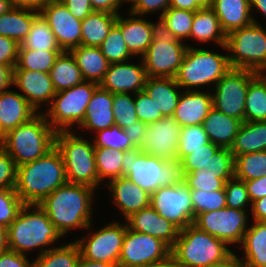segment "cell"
<instances>
[{"mask_svg": "<svg viewBox=\"0 0 266 267\" xmlns=\"http://www.w3.org/2000/svg\"><path fill=\"white\" fill-rule=\"evenodd\" d=\"M96 190L81 184L66 183L48 195L39 206L63 237L73 229L92 227V203Z\"/></svg>", "mask_w": 266, "mask_h": 267, "instance_id": "obj_1", "label": "cell"}, {"mask_svg": "<svg viewBox=\"0 0 266 267\" xmlns=\"http://www.w3.org/2000/svg\"><path fill=\"white\" fill-rule=\"evenodd\" d=\"M66 183L64 161L54 146L35 161L17 166L14 189L24 204H39Z\"/></svg>", "mask_w": 266, "mask_h": 267, "instance_id": "obj_2", "label": "cell"}, {"mask_svg": "<svg viewBox=\"0 0 266 267\" xmlns=\"http://www.w3.org/2000/svg\"><path fill=\"white\" fill-rule=\"evenodd\" d=\"M122 176L149 194L160 187L180 185L184 180L180 160L152 156L140 147L123 151Z\"/></svg>", "mask_w": 266, "mask_h": 267, "instance_id": "obj_3", "label": "cell"}, {"mask_svg": "<svg viewBox=\"0 0 266 267\" xmlns=\"http://www.w3.org/2000/svg\"><path fill=\"white\" fill-rule=\"evenodd\" d=\"M61 237L46 212L39 204H25L16 219L7 227L9 250L25 254L31 249L45 253Z\"/></svg>", "mask_w": 266, "mask_h": 267, "instance_id": "obj_4", "label": "cell"}, {"mask_svg": "<svg viewBox=\"0 0 266 267\" xmlns=\"http://www.w3.org/2000/svg\"><path fill=\"white\" fill-rule=\"evenodd\" d=\"M56 131L50 126L43 111L5 135L3 149L16 166L35 161L55 146Z\"/></svg>", "mask_w": 266, "mask_h": 267, "instance_id": "obj_5", "label": "cell"}, {"mask_svg": "<svg viewBox=\"0 0 266 267\" xmlns=\"http://www.w3.org/2000/svg\"><path fill=\"white\" fill-rule=\"evenodd\" d=\"M233 252L227 244L191 224L179 230L171 254L179 267H209Z\"/></svg>", "mask_w": 266, "mask_h": 267, "instance_id": "obj_6", "label": "cell"}, {"mask_svg": "<svg viewBox=\"0 0 266 267\" xmlns=\"http://www.w3.org/2000/svg\"><path fill=\"white\" fill-rule=\"evenodd\" d=\"M72 131L55 133V146L62 155L67 182L97 190L101 182L96 170L93 141L81 138L76 131Z\"/></svg>", "mask_w": 266, "mask_h": 267, "instance_id": "obj_7", "label": "cell"}, {"mask_svg": "<svg viewBox=\"0 0 266 267\" xmlns=\"http://www.w3.org/2000/svg\"><path fill=\"white\" fill-rule=\"evenodd\" d=\"M225 46L231 68L266 73V30L256 19L228 33Z\"/></svg>", "mask_w": 266, "mask_h": 267, "instance_id": "obj_8", "label": "cell"}, {"mask_svg": "<svg viewBox=\"0 0 266 267\" xmlns=\"http://www.w3.org/2000/svg\"><path fill=\"white\" fill-rule=\"evenodd\" d=\"M188 45L181 66L175 77L184 90H193L211 83H217L230 69L228 55H221L204 48ZM193 87V88H192Z\"/></svg>", "mask_w": 266, "mask_h": 267, "instance_id": "obj_9", "label": "cell"}, {"mask_svg": "<svg viewBox=\"0 0 266 267\" xmlns=\"http://www.w3.org/2000/svg\"><path fill=\"white\" fill-rule=\"evenodd\" d=\"M98 87V83L84 80L70 89L56 92L51 105L44 112L50 126L58 132L71 131L74 125H80Z\"/></svg>", "mask_w": 266, "mask_h": 267, "instance_id": "obj_10", "label": "cell"}, {"mask_svg": "<svg viewBox=\"0 0 266 267\" xmlns=\"http://www.w3.org/2000/svg\"><path fill=\"white\" fill-rule=\"evenodd\" d=\"M255 71L231 68L215 85L213 107L223 114L245 122V102Z\"/></svg>", "mask_w": 266, "mask_h": 267, "instance_id": "obj_11", "label": "cell"}, {"mask_svg": "<svg viewBox=\"0 0 266 267\" xmlns=\"http://www.w3.org/2000/svg\"><path fill=\"white\" fill-rule=\"evenodd\" d=\"M188 45L160 30L141 57L148 77L175 78Z\"/></svg>", "mask_w": 266, "mask_h": 267, "instance_id": "obj_12", "label": "cell"}, {"mask_svg": "<svg viewBox=\"0 0 266 267\" xmlns=\"http://www.w3.org/2000/svg\"><path fill=\"white\" fill-rule=\"evenodd\" d=\"M246 210L224 207L197 214L193 225L231 246L243 241L248 230Z\"/></svg>", "mask_w": 266, "mask_h": 267, "instance_id": "obj_13", "label": "cell"}, {"mask_svg": "<svg viewBox=\"0 0 266 267\" xmlns=\"http://www.w3.org/2000/svg\"><path fill=\"white\" fill-rule=\"evenodd\" d=\"M150 206L179 230L194 222L190 188L184 182L158 188L151 194Z\"/></svg>", "mask_w": 266, "mask_h": 267, "instance_id": "obj_14", "label": "cell"}, {"mask_svg": "<svg viewBox=\"0 0 266 267\" xmlns=\"http://www.w3.org/2000/svg\"><path fill=\"white\" fill-rule=\"evenodd\" d=\"M127 224L111 222L98 231H94L86 237L74 240L80 255L91 261L118 263Z\"/></svg>", "mask_w": 266, "mask_h": 267, "instance_id": "obj_15", "label": "cell"}, {"mask_svg": "<svg viewBox=\"0 0 266 267\" xmlns=\"http://www.w3.org/2000/svg\"><path fill=\"white\" fill-rule=\"evenodd\" d=\"M170 254L171 248L161 239L127 227L118 264L120 267H144Z\"/></svg>", "mask_w": 266, "mask_h": 267, "instance_id": "obj_16", "label": "cell"}, {"mask_svg": "<svg viewBox=\"0 0 266 267\" xmlns=\"http://www.w3.org/2000/svg\"><path fill=\"white\" fill-rule=\"evenodd\" d=\"M63 51L81 45V23L60 0H48L39 10Z\"/></svg>", "mask_w": 266, "mask_h": 267, "instance_id": "obj_17", "label": "cell"}, {"mask_svg": "<svg viewBox=\"0 0 266 267\" xmlns=\"http://www.w3.org/2000/svg\"><path fill=\"white\" fill-rule=\"evenodd\" d=\"M181 126L173 117H163L147 124V131L141 150L152 156L166 160L177 159V149Z\"/></svg>", "mask_w": 266, "mask_h": 267, "instance_id": "obj_18", "label": "cell"}, {"mask_svg": "<svg viewBox=\"0 0 266 267\" xmlns=\"http://www.w3.org/2000/svg\"><path fill=\"white\" fill-rule=\"evenodd\" d=\"M140 61L141 64L136 65L129 62L110 64L99 86L113 94L131 92L133 95L144 90L148 76L143 60Z\"/></svg>", "mask_w": 266, "mask_h": 267, "instance_id": "obj_19", "label": "cell"}, {"mask_svg": "<svg viewBox=\"0 0 266 267\" xmlns=\"http://www.w3.org/2000/svg\"><path fill=\"white\" fill-rule=\"evenodd\" d=\"M13 86L23 92L21 95L37 113L42 103L50 106L56 94L50 74L46 72L13 69Z\"/></svg>", "mask_w": 266, "mask_h": 267, "instance_id": "obj_20", "label": "cell"}, {"mask_svg": "<svg viewBox=\"0 0 266 267\" xmlns=\"http://www.w3.org/2000/svg\"><path fill=\"white\" fill-rule=\"evenodd\" d=\"M129 16L131 17L123 18L118 14L115 24L120 28L125 44L133 57L138 55L142 57L159 31V21L152 23L130 12Z\"/></svg>", "mask_w": 266, "mask_h": 267, "instance_id": "obj_21", "label": "cell"}, {"mask_svg": "<svg viewBox=\"0 0 266 267\" xmlns=\"http://www.w3.org/2000/svg\"><path fill=\"white\" fill-rule=\"evenodd\" d=\"M125 220L129 229L159 238L170 248L175 245L179 229L151 206L131 214Z\"/></svg>", "mask_w": 266, "mask_h": 267, "instance_id": "obj_22", "label": "cell"}, {"mask_svg": "<svg viewBox=\"0 0 266 267\" xmlns=\"http://www.w3.org/2000/svg\"><path fill=\"white\" fill-rule=\"evenodd\" d=\"M212 108V93L200 89L183 90L172 117L181 127L199 125Z\"/></svg>", "mask_w": 266, "mask_h": 267, "instance_id": "obj_23", "label": "cell"}, {"mask_svg": "<svg viewBox=\"0 0 266 267\" xmlns=\"http://www.w3.org/2000/svg\"><path fill=\"white\" fill-rule=\"evenodd\" d=\"M107 183L113 197L112 201L121 211L124 219L150 206L151 194L131 182L127 177L122 176Z\"/></svg>", "mask_w": 266, "mask_h": 267, "instance_id": "obj_24", "label": "cell"}, {"mask_svg": "<svg viewBox=\"0 0 266 267\" xmlns=\"http://www.w3.org/2000/svg\"><path fill=\"white\" fill-rule=\"evenodd\" d=\"M180 87L175 78L148 77L144 90L157 107V121L163 117H172L178 105Z\"/></svg>", "mask_w": 266, "mask_h": 267, "instance_id": "obj_25", "label": "cell"}, {"mask_svg": "<svg viewBox=\"0 0 266 267\" xmlns=\"http://www.w3.org/2000/svg\"><path fill=\"white\" fill-rule=\"evenodd\" d=\"M114 125L113 93L99 86L88 103L79 127L98 132Z\"/></svg>", "mask_w": 266, "mask_h": 267, "instance_id": "obj_26", "label": "cell"}, {"mask_svg": "<svg viewBox=\"0 0 266 267\" xmlns=\"http://www.w3.org/2000/svg\"><path fill=\"white\" fill-rule=\"evenodd\" d=\"M36 114L37 111L21 93L6 90L0 94V127L5 134Z\"/></svg>", "mask_w": 266, "mask_h": 267, "instance_id": "obj_27", "label": "cell"}, {"mask_svg": "<svg viewBox=\"0 0 266 267\" xmlns=\"http://www.w3.org/2000/svg\"><path fill=\"white\" fill-rule=\"evenodd\" d=\"M242 121L223 114L214 107L203 120L202 126L210 142L220 148H231Z\"/></svg>", "mask_w": 266, "mask_h": 267, "instance_id": "obj_28", "label": "cell"}, {"mask_svg": "<svg viewBox=\"0 0 266 267\" xmlns=\"http://www.w3.org/2000/svg\"><path fill=\"white\" fill-rule=\"evenodd\" d=\"M212 9L226 35L250 25L255 19L250 11V0H214Z\"/></svg>", "mask_w": 266, "mask_h": 267, "instance_id": "obj_29", "label": "cell"}, {"mask_svg": "<svg viewBox=\"0 0 266 267\" xmlns=\"http://www.w3.org/2000/svg\"><path fill=\"white\" fill-rule=\"evenodd\" d=\"M70 52L75 58L83 80L100 84L110 65L100 48L80 45Z\"/></svg>", "mask_w": 266, "mask_h": 267, "instance_id": "obj_30", "label": "cell"}, {"mask_svg": "<svg viewBox=\"0 0 266 267\" xmlns=\"http://www.w3.org/2000/svg\"><path fill=\"white\" fill-rule=\"evenodd\" d=\"M226 36L212 8H201L195 11L190 33L191 38L203 43L213 41L221 48L226 49Z\"/></svg>", "mask_w": 266, "mask_h": 267, "instance_id": "obj_31", "label": "cell"}, {"mask_svg": "<svg viewBox=\"0 0 266 267\" xmlns=\"http://www.w3.org/2000/svg\"><path fill=\"white\" fill-rule=\"evenodd\" d=\"M230 150L234 159L266 150V121L242 122Z\"/></svg>", "mask_w": 266, "mask_h": 267, "instance_id": "obj_32", "label": "cell"}, {"mask_svg": "<svg viewBox=\"0 0 266 267\" xmlns=\"http://www.w3.org/2000/svg\"><path fill=\"white\" fill-rule=\"evenodd\" d=\"M240 245L244 252L241 259L247 267H266V223L254 221Z\"/></svg>", "mask_w": 266, "mask_h": 267, "instance_id": "obj_33", "label": "cell"}, {"mask_svg": "<svg viewBox=\"0 0 266 267\" xmlns=\"http://www.w3.org/2000/svg\"><path fill=\"white\" fill-rule=\"evenodd\" d=\"M38 11L11 8L0 16V35L16 40L19 44L26 38Z\"/></svg>", "mask_w": 266, "mask_h": 267, "instance_id": "obj_34", "label": "cell"}, {"mask_svg": "<svg viewBox=\"0 0 266 267\" xmlns=\"http://www.w3.org/2000/svg\"><path fill=\"white\" fill-rule=\"evenodd\" d=\"M118 15L94 11L81 23V45L99 47L116 23Z\"/></svg>", "mask_w": 266, "mask_h": 267, "instance_id": "obj_35", "label": "cell"}, {"mask_svg": "<svg viewBox=\"0 0 266 267\" xmlns=\"http://www.w3.org/2000/svg\"><path fill=\"white\" fill-rule=\"evenodd\" d=\"M49 74L56 92L70 89L84 81L70 51H62L56 57Z\"/></svg>", "mask_w": 266, "mask_h": 267, "instance_id": "obj_36", "label": "cell"}, {"mask_svg": "<svg viewBox=\"0 0 266 267\" xmlns=\"http://www.w3.org/2000/svg\"><path fill=\"white\" fill-rule=\"evenodd\" d=\"M194 13L195 11L169 7L158 19L159 30L163 34L183 42L184 38H190Z\"/></svg>", "mask_w": 266, "mask_h": 267, "instance_id": "obj_37", "label": "cell"}, {"mask_svg": "<svg viewBox=\"0 0 266 267\" xmlns=\"http://www.w3.org/2000/svg\"><path fill=\"white\" fill-rule=\"evenodd\" d=\"M266 121V73H259L248 86L245 122Z\"/></svg>", "mask_w": 266, "mask_h": 267, "instance_id": "obj_38", "label": "cell"}, {"mask_svg": "<svg viewBox=\"0 0 266 267\" xmlns=\"http://www.w3.org/2000/svg\"><path fill=\"white\" fill-rule=\"evenodd\" d=\"M80 249L75 241L51 248L31 261V267H77Z\"/></svg>", "mask_w": 266, "mask_h": 267, "instance_id": "obj_39", "label": "cell"}, {"mask_svg": "<svg viewBox=\"0 0 266 267\" xmlns=\"http://www.w3.org/2000/svg\"><path fill=\"white\" fill-rule=\"evenodd\" d=\"M20 45L23 48L37 51H63L47 21L40 13L35 17L29 33Z\"/></svg>", "mask_w": 266, "mask_h": 267, "instance_id": "obj_40", "label": "cell"}, {"mask_svg": "<svg viewBox=\"0 0 266 267\" xmlns=\"http://www.w3.org/2000/svg\"><path fill=\"white\" fill-rule=\"evenodd\" d=\"M62 51H44L23 48L18 50L17 62L14 69H23L49 73L54 65L56 57Z\"/></svg>", "mask_w": 266, "mask_h": 267, "instance_id": "obj_41", "label": "cell"}, {"mask_svg": "<svg viewBox=\"0 0 266 267\" xmlns=\"http://www.w3.org/2000/svg\"><path fill=\"white\" fill-rule=\"evenodd\" d=\"M96 170L99 181L102 183L107 178L110 182L113 179L122 177L123 151L113 148H95Z\"/></svg>", "mask_w": 266, "mask_h": 267, "instance_id": "obj_42", "label": "cell"}, {"mask_svg": "<svg viewBox=\"0 0 266 267\" xmlns=\"http://www.w3.org/2000/svg\"><path fill=\"white\" fill-rule=\"evenodd\" d=\"M234 176L243 181L266 176V150L236 157Z\"/></svg>", "mask_w": 266, "mask_h": 267, "instance_id": "obj_43", "label": "cell"}, {"mask_svg": "<svg viewBox=\"0 0 266 267\" xmlns=\"http://www.w3.org/2000/svg\"><path fill=\"white\" fill-rule=\"evenodd\" d=\"M99 48L110 64L127 62L133 56L125 44L120 28L116 24L112 26Z\"/></svg>", "mask_w": 266, "mask_h": 267, "instance_id": "obj_44", "label": "cell"}, {"mask_svg": "<svg viewBox=\"0 0 266 267\" xmlns=\"http://www.w3.org/2000/svg\"><path fill=\"white\" fill-rule=\"evenodd\" d=\"M208 142L209 139L202 124L181 127L177 160L182 161L192 151L203 148V145H206Z\"/></svg>", "mask_w": 266, "mask_h": 267, "instance_id": "obj_45", "label": "cell"}, {"mask_svg": "<svg viewBox=\"0 0 266 267\" xmlns=\"http://www.w3.org/2000/svg\"><path fill=\"white\" fill-rule=\"evenodd\" d=\"M134 95L130 93L113 94V115L115 125L121 129H126L139 121L136 113Z\"/></svg>", "mask_w": 266, "mask_h": 267, "instance_id": "obj_46", "label": "cell"}, {"mask_svg": "<svg viewBox=\"0 0 266 267\" xmlns=\"http://www.w3.org/2000/svg\"><path fill=\"white\" fill-rule=\"evenodd\" d=\"M190 193L194 209V218L197 214L226 207L225 190L208 192L202 189H190Z\"/></svg>", "mask_w": 266, "mask_h": 267, "instance_id": "obj_47", "label": "cell"}, {"mask_svg": "<svg viewBox=\"0 0 266 267\" xmlns=\"http://www.w3.org/2000/svg\"><path fill=\"white\" fill-rule=\"evenodd\" d=\"M93 145L95 148H113L126 151L135 148L125 131L114 125L110 128L95 132Z\"/></svg>", "mask_w": 266, "mask_h": 267, "instance_id": "obj_48", "label": "cell"}, {"mask_svg": "<svg viewBox=\"0 0 266 267\" xmlns=\"http://www.w3.org/2000/svg\"><path fill=\"white\" fill-rule=\"evenodd\" d=\"M227 180L228 179L217 178V175L212 173L211 170L205 171L204 168H202L185 174L183 182L190 189H202L210 192L224 190Z\"/></svg>", "mask_w": 266, "mask_h": 267, "instance_id": "obj_49", "label": "cell"}, {"mask_svg": "<svg viewBox=\"0 0 266 267\" xmlns=\"http://www.w3.org/2000/svg\"><path fill=\"white\" fill-rule=\"evenodd\" d=\"M24 205L15 189H0V225L7 228Z\"/></svg>", "mask_w": 266, "mask_h": 267, "instance_id": "obj_50", "label": "cell"}, {"mask_svg": "<svg viewBox=\"0 0 266 267\" xmlns=\"http://www.w3.org/2000/svg\"><path fill=\"white\" fill-rule=\"evenodd\" d=\"M226 193V207L246 210V206L252 202L250 200L246 184L243 180L238 179L237 177H232L228 179L224 187Z\"/></svg>", "mask_w": 266, "mask_h": 267, "instance_id": "obj_51", "label": "cell"}, {"mask_svg": "<svg viewBox=\"0 0 266 267\" xmlns=\"http://www.w3.org/2000/svg\"><path fill=\"white\" fill-rule=\"evenodd\" d=\"M219 148V146L209 141L206 145H203V148L192 151L190 155H187L181 161L183 176L190 171L200 170L202 168H204L205 171H208L210 167L211 156Z\"/></svg>", "mask_w": 266, "mask_h": 267, "instance_id": "obj_52", "label": "cell"}, {"mask_svg": "<svg viewBox=\"0 0 266 267\" xmlns=\"http://www.w3.org/2000/svg\"><path fill=\"white\" fill-rule=\"evenodd\" d=\"M235 159L229 148H219L212 156L209 170L220 179L234 177Z\"/></svg>", "mask_w": 266, "mask_h": 267, "instance_id": "obj_53", "label": "cell"}, {"mask_svg": "<svg viewBox=\"0 0 266 267\" xmlns=\"http://www.w3.org/2000/svg\"><path fill=\"white\" fill-rule=\"evenodd\" d=\"M137 117L145 124L157 121V107L145 90L134 94Z\"/></svg>", "mask_w": 266, "mask_h": 267, "instance_id": "obj_54", "label": "cell"}, {"mask_svg": "<svg viewBox=\"0 0 266 267\" xmlns=\"http://www.w3.org/2000/svg\"><path fill=\"white\" fill-rule=\"evenodd\" d=\"M17 166L11 156L0 148V189H14Z\"/></svg>", "mask_w": 266, "mask_h": 267, "instance_id": "obj_55", "label": "cell"}, {"mask_svg": "<svg viewBox=\"0 0 266 267\" xmlns=\"http://www.w3.org/2000/svg\"><path fill=\"white\" fill-rule=\"evenodd\" d=\"M170 6V0H135L128 12L142 16L145 14H152L156 11H161L159 18L166 12Z\"/></svg>", "mask_w": 266, "mask_h": 267, "instance_id": "obj_56", "label": "cell"}, {"mask_svg": "<svg viewBox=\"0 0 266 267\" xmlns=\"http://www.w3.org/2000/svg\"><path fill=\"white\" fill-rule=\"evenodd\" d=\"M19 46L20 44L16 40L0 35V63L10 65L14 69Z\"/></svg>", "mask_w": 266, "mask_h": 267, "instance_id": "obj_57", "label": "cell"}, {"mask_svg": "<svg viewBox=\"0 0 266 267\" xmlns=\"http://www.w3.org/2000/svg\"><path fill=\"white\" fill-rule=\"evenodd\" d=\"M78 20H84L93 11L89 0H60Z\"/></svg>", "mask_w": 266, "mask_h": 267, "instance_id": "obj_58", "label": "cell"}, {"mask_svg": "<svg viewBox=\"0 0 266 267\" xmlns=\"http://www.w3.org/2000/svg\"><path fill=\"white\" fill-rule=\"evenodd\" d=\"M31 263L26 255L15 251L0 253V267H31Z\"/></svg>", "mask_w": 266, "mask_h": 267, "instance_id": "obj_59", "label": "cell"}, {"mask_svg": "<svg viewBox=\"0 0 266 267\" xmlns=\"http://www.w3.org/2000/svg\"><path fill=\"white\" fill-rule=\"evenodd\" d=\"M244 182L246 184L251 202L266 196V176H261L260 178Z\"/></svg>", "mask_w": 266, "mask_h": 267, "instance_id": "obj_60", "label": "cell"}, {"mask_svg": "<svg viewBox=\"0 0 266 267\" xmlns=\"http://www.w3.org/2000/svg\"><path fill=\"white\" fill-rule=\"evenodd\" d=\"M126 135L129 137L131 143L135 147H141L147 131V124L140 120L135 122L132 126L124 129Z\"/></svg>", "mask_w": 266, "mask_h": 267, "instance_id": "obj_61", "label": "cell"}, {"mask_svg": "<svg viewBox=\"0 0 266 267\" xmlns=\"http://www.w3.org/2000/svg\"><path fill=\"white\" fill-rule=\"evenodd\" d=\"M93 11L107 12L118 15L123 0H89Z\"/></svg>", "mask_w": 266, "mask_h": 267, "instance_id": "obj_62", "label": "cell"}, {"mask_svg": "<svg viewBox=\"0 0 266 267\" xmlns=\"http://www.w3.org/2000/svg\"><path fill=\"white\" fill-rule=\"evenodd\" d=\"M250 209L253 221L266 223V196L253 201Z\"/></svg>", "mask_w": 266, "mask_h": 267, "instance_id": "obj_63", "label": "cell"}, {"mask_svg": "<svg viewBox=\"0 0 266 267\" xmlns=\"http://www.w3.org/2000/svg\"><path fill=\"white\" fill-rule=\"evenodd\" d=\"M13 86V68L0 63V94Z\"/></svg>", "mask_w": 266, "mask_h": 267, "instance_id": "obj_64", "label": "cell"}, {"mask_svg": "<svg viewBox=\"0 0 266 267\" xmlns=\"http://www.w3.org/2000/svg\"><path fill=\"white\" fill-rule=\"evenodd\" d=\"M47 1L48 0H10V4L12 8L32 9L39 12L40 8Z\"/></svg>", "mask_w": 266, "mask_h": 267, "instance_id": "obj_65", "label": "cell"}, {"mask_svg": "<svg viewBox=\"0 0 266 267\" xmlns=\"http://www.w3.org/2000/svg\"><path fill=\"white\" fill-rule=\"evenodd\" d=\"M235 254L233 251L226 259L209 267H247L244 261Z\"/></svg>", "mask_w": 266, "mask_h": 267, "instance_id": "obj_66", "label": "cell"}, {"mask_svg": "<svg viewBox=\"0 0 266 267\" xmlns=\"http://www.w3.org/2000/svg\"><path fill=\"white\" fill-rule=\"evenodd\" d=\"M169 7L190 11H196L202 8L198 3H190V0H170Z\"/></svg>", "mask_w": 266, "mask_h": 267, "instance_id": "obj_67", "label": "cell"}, {"mask_svg": "<svg viewBox=\"0 0 266 267\" xmlns=\"http://www.w3.org/2000/svg\"><path fill=\"white\" fill-rule=\"evenodd\" d=\"M77 267H120L118 263H107L102 261H91L80 256Z\"/></svg>", "mask_w": 266, "mask_h": 267, "instance_id": "obj_68", "label": "cell"}, {"mask_svg": "<svg viewBox=\"0 0 266 267\" xmlns=\"http://www.w3.org/2000/svg\"><path fill=\"white\" fill-rule=\"evenodd\" d=\"M144 267H179V265L177 264L174 256L172 254H170L165 259L151 263V264L146 265Z\"/></svg>", "mask_w": 266, "mask_h": 267, "instance_id": "obj_69", "label": "cell"}, {"mask_svg": "<svg viewBox=\"0 0 266 267\" xmlns=\"http://www.w3.org/2000/svg\"><path fill=\"white\" fill-rule=\"evenodd\" d=\"M257 8V12L264 14L266 17V0H250V11L252 13ZM253 9V10H252Z\"/></svg>", "mask_w": 266, "mask_h": 267, "instance_id": "obj_70", "label": "cell"}, {"mask_svg": "<svg viewBox=\"0 0 266 267\" xmlns=\"http://www.w3.org/2000/svg\"><path fill=\"white\" fill-rule=\"evenodd\" d=\"M9 250L7 228L0 225V253Z\"/></svg>", "mask_w": 266, "mask_h": 267, "instance_id": "obj_71", "label": "cell"}, {"mask_svg": "<svg viewBox=\"0 0 266 267\" xmlns=\"http://www.w3.org/2000/svg\"><path fill=\"white\" fill-rule=\"evenodd\" d=\"M12 8L10 0H0V16Z\"/></svg>", "mask_w": 266, "mask_h": 267, "instance_id": "obj_72", "label": "cell"}, {"mask_svg": "<svg viewBox=\"0 0 266 267\" xmlns=\"http://www.w3.org/2000/svg\"><path fill=\"white\" fill-rule=\"evenodd\" d=\"M214 0H190V3H198L202 8H212Z\"/></svg>", "mask_w": 266, "mask_h": 267, "instance_id": "obj_73", "label": "cell"}, {"mask_svg": "<svg viewBox=\"0 0 266 267\" xmlns=\"http://www.w3.org/2000/svg\"><path fill=\"white\" fill-rule=\"evenodd\" d=\"M5 133L0 127V148H3L4 143H5Z\"/></svg>", "mask_w": 266, "mask_h": 267, "instance_id": "obj_74", "label": "cell"}, {"mask_svg": "<svg viewBox=\"0 0 266 267\" xmlns=\"http://www.w3.org/2000/svg\"><path fill=\"white\" fill-rule=\"evenodd\" d=\"M135 0H123V2L125 3V2H127V3H133Z\"/></svg>", "mask_w": 266, "mask_h": 267, "instance_id": "obj_75", "label": "cell"}]
</instances>
